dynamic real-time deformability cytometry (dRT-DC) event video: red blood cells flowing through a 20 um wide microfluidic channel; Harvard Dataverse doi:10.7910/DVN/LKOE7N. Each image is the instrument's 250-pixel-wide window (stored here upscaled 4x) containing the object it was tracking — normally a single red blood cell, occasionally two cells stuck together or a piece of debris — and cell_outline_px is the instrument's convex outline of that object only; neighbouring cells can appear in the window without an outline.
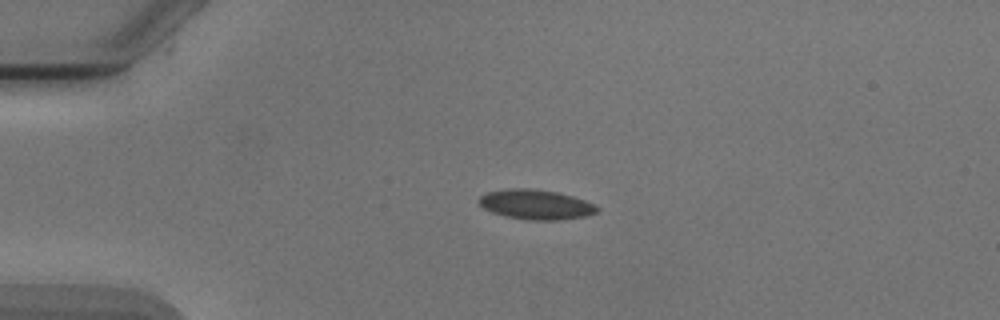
{"species": "Egyptian fruit bat (a non-hibernating species)", "species_latin": "Rousettus aegyptiacus", "temperature_condition": "cold", "stored_images_in_passage": 6, "camera_frame_rate_fps": 3000, "um_per_image_px": 0.085, "animal": {"sex": "male"}, "frame": {"image": 1, "passage_image": 1, "time_ms": 0.0, "image_size_px": [1000, 320], "cell_outline_px": [[600, 212], [588, 216], [560, 220], [532, 220], [508, 216], [492, 212], [484, 208], [476, 200], [480, 196], [488, 192], [508, 188], [528, 188], [556, 192], [572, 196], [596, 204], [600, 208]], "centroid_in_image_um": [45.6, 17.38], "position_along_channel_um": 39.4, "area_um2": 20.58}}
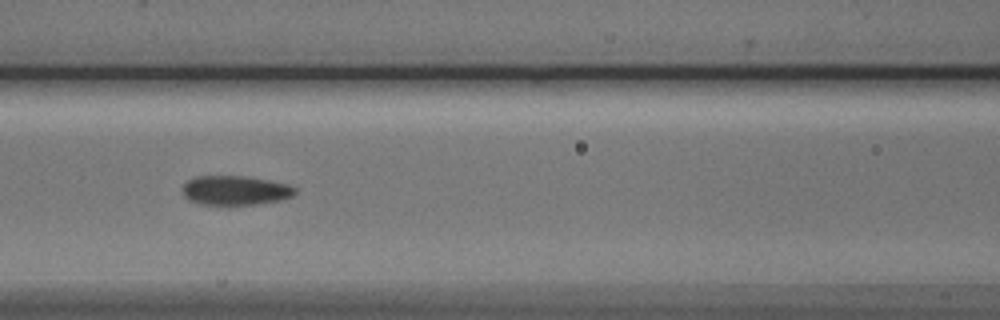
{"frame": {"image": 2, "passage_image": 4, "time_ms": 3.667, "image_size_px": [1000, 320], "cell_outline_px": [[296, 192], [292, 196], [280, 200], [260, 204], [200, 204], [188, 200], [184, 196], [184, 184], [188, 180], [196, 176], [244, 176], [268, 180], [288, 184], [296, 188]], "centroid_in_image_um": [20.01, 16.18], "position_along_channel_um": 146.6, "area_um2": 19.13}}
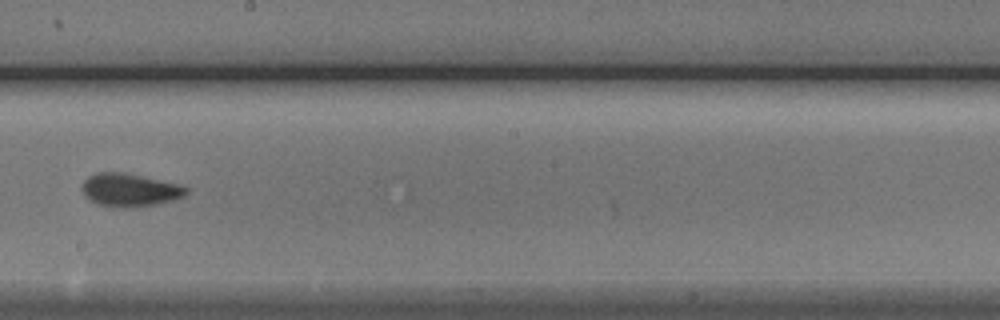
{"frame": {"image": 3, "passage_image": 6, "time_ms": 6.0, "image_size_px": [1000, 320], "cell_outline_px": [[188, 192], [184, 196], [172, 200], [156, 204], [128, 208], [116, 208], [96, 204], [88, 200], [84, 196], [80, 188], [84, 180], [88, 176], [100, 172], [116, 172], [140, 176], [180, 184], [188, 188]], "centroid_in_image_um": [10.98, 16.17], "position_along_channel_um": 237.2, "area_um2": 20.17}}